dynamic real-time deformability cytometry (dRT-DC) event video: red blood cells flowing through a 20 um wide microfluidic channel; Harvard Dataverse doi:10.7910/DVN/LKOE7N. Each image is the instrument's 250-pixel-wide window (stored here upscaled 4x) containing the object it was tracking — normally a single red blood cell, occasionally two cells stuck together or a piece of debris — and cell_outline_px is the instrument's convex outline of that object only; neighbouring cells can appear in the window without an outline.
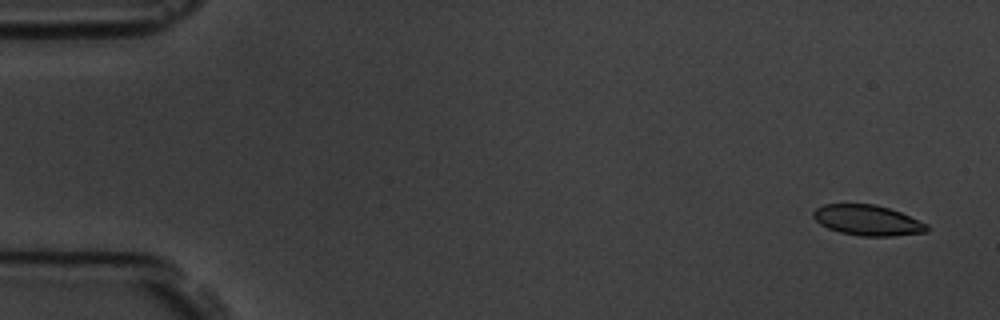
{"species": "common noctule bat (a hibernating species)", "species_latin": "Nyctalus noctula", "temperature_condition": "room temperature", "stored_images_in_passage": 5, "camera_frame_rate_fps": 3000, "um_per_image_px": 0.085, "animal": {"sex": "male", "body_mass_g": 19.5, "forearm_length_mm": 54.6}, "frame": {"image": 1, "passage_image": 1, "time_ms": 0.0, "image_size_px": [1000, 320], "cell_outline_px": [[928, 232], [892, 236], [860, 236], [840, 232], [828, 228], [820, 224], [812, 216], [812, 212], [816, 208], [824, 204], [876, 204], [900, 212], [928, 224]], "centroid_in_image_um": [73.74, 18.72], "position_along_channel_um": 11.3, "area_um2": 20.17}}
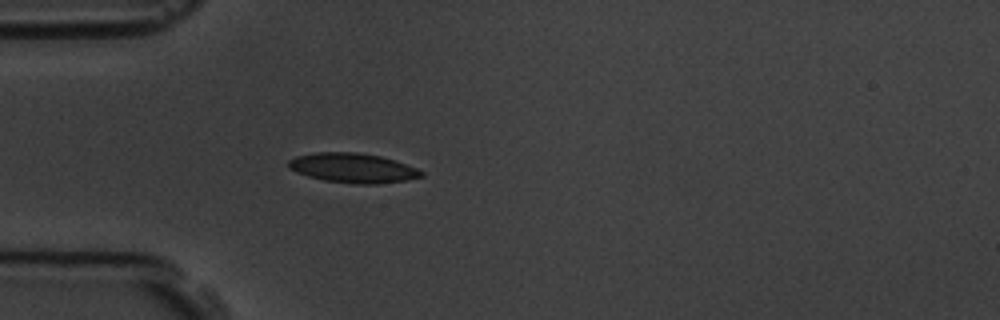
{"frame": {"image": 2, "passage_image": 5, "time_ms": 4.667, "image_size_px": [1000, 320], "cell_outline_px": [[424, 176], [404, 180], [376, 184], [356, 184], [324, 180], [308, 176], [296, 172], [288, 168], [288, 160], [296, 156], [316, 152], [356, 152], [380, 156], [396, 160], [416, 168], [424, 172]], "centroid_in_image_um": [29.98, 14.27], "position_along_channel_um": 55.0, "area_um2": 22.89}}